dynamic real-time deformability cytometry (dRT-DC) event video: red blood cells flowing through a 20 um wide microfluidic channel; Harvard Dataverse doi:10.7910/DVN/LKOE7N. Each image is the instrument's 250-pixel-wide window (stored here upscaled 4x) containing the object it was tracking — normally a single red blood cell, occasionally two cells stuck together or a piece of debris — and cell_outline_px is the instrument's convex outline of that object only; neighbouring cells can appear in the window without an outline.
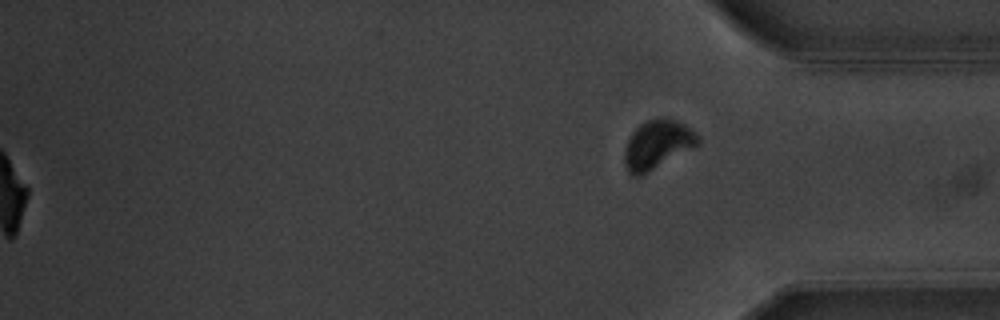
{"species": "common noctule bat (a hibernating species)", "species_latin": "Nyctalus noctula", "temperature_condition": "warm", "stored_images_in_passage": 48, "camera_frame_rate_fps": 3000, "um_per_image_px": 0.085, "animal": {"sex": "male", "body_mass_g": 20.1, "forearm_length_mm": 53.5}, "frame": {"image": 1, "passage_image": 48, "time_ms": 15.667, "image_size_px": [1000, 320], "cell_outline_px": [[700, 144], [644, 176], [632, 176], [628, 172], [624, 164], [624, 148], [632, 132], [640, 124], [648, 120], [664, 116], [676, 120], [684, 124], [696, 132], [700, 136]], "centroid_in_image_um": [55.89, 12.31], "position_along_channel_um": 379.3, "area_um2": 21.44}, "authors_computed_cell_mechanics": {"area_um2": 19.5364, "velocity_mm_per_s": 3.5817, "shape_relaxation_time_tau1_ms": 2.7039, "shape_relaxation_time_tau2_ms": null, "deformation_change_tau1": 0.1284, "deformation_change_tau2": null}}